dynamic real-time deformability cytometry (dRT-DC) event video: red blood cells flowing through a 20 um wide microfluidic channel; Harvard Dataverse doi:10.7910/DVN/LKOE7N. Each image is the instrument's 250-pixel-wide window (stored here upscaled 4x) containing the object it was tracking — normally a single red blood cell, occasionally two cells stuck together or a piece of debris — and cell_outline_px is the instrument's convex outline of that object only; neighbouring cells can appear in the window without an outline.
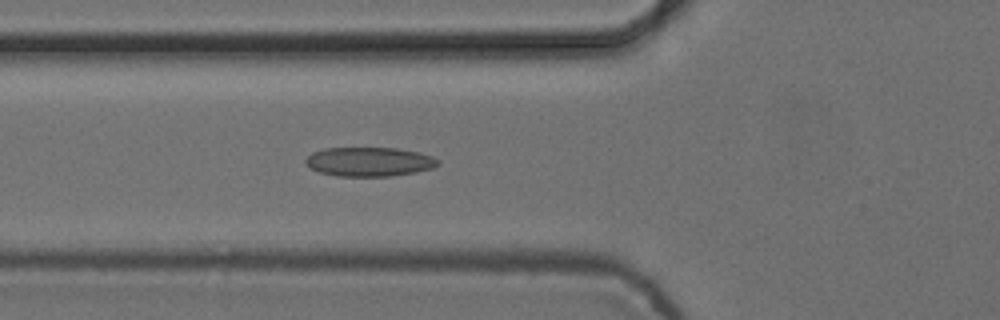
{"species": "common noctule bat (a hibernating species)", "species_latin": "Nyctalus noctula", "temperature_condition": "cold", "stored_images_in_passage": 5, "camera_frame_rate_fps": 3000, "um_per_image_px": 0.085, "animal": {"sex": "female", "body_mass_g": 24.6, "forearm_length_mm": 56.2}, "frame": {"image": 1, "passage_image": 5, "time_ms": 1.333, "image_size_px": [1000, 320], "cell_outline_px": [[440, 164], [432, 168], [416, 172], [392, 176], [336, 176], [320, 172], [304, 164], [304, 160], [312, 152], [324, 148], [396, 148], [420, 152], [432, 156], [440, 160]], "centroid_in_image_um": [31.4, 13.74], "position_along_channel_um": 94.4, "area_um2": 22.66}}